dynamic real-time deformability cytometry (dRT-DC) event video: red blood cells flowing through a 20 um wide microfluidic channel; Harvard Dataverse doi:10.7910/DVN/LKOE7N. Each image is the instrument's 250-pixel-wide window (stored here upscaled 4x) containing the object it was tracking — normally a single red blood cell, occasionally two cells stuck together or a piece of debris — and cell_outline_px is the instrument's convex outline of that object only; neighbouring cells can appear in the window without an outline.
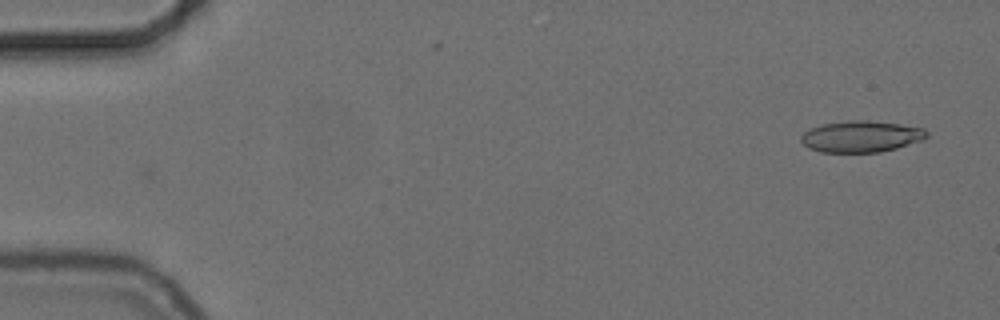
{"species": "common noctule bat (a hibernating species)", "species_latin": "Nyctalus noctula", "temperature_condition": "cold", "stored_images_in_passage": 2, "camera_frame_rate_fps": 3000, "um_per_image_px": 0.085, "animal": {"sex": "female", "body_mass_g": 24.6, "forearm_length_mm": 56.2}, "frame": {"image": 1, "passage_image": 1, "time_ms": 0.0, "image_size_px": [1000, 320], "cell_outline_px": [[928, 136], [924, 140], [896, 148], [880, 152], [820, 152], [808, 148], [800, 140], [800, 136], [804, 132], [812, 128], [824, 124], [848, 120], [868, 120], [900, 124], [924, 128], [928, 132]], "centroid_in_image_um": [73.22, 11.6], "position_along_channel_um": 11.8, "area_um2": 23.06}}